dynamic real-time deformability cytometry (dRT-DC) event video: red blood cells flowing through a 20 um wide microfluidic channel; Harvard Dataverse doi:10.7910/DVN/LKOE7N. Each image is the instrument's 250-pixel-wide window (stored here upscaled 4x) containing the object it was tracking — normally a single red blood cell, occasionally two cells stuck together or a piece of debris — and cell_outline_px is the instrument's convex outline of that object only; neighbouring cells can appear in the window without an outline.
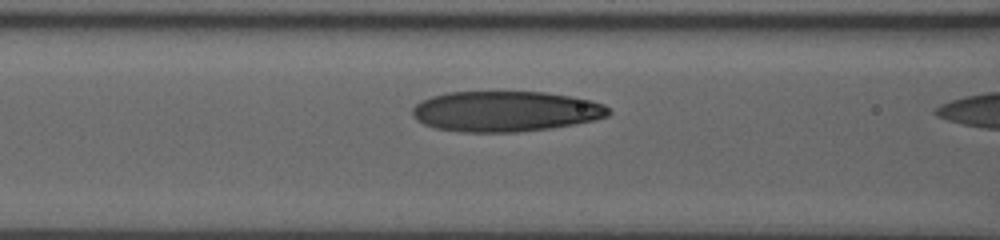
{"species": "human", "species_latin": "Homo sapiens", "temperature_condition": "room temperature", "stored_images_in_passage": 24, "camera_frame_rate_fps": 3000, "um_per_image_px": 0.085, "donor": {"sex": "male"}, "frame": {"image": 1, "passage_image": 22, "time_ms": 3.667, "image_size_px": [1000, 240], "cell_outline_px": [[612, 112], [608, 116], [592, 120], [572, 124], [548, 128], [516, 132], [460, 132], [436, 128], [424, 124], [416, 120], [412, 116], [412, 108], [420, 100], [432, 96], [448, 92], [544, 92], [592, 100], [604, 104]], "centroid_in_image_um": [42.93, 9.46], "position_along_channel_um": 123.7, "area_um2": 46.24}}